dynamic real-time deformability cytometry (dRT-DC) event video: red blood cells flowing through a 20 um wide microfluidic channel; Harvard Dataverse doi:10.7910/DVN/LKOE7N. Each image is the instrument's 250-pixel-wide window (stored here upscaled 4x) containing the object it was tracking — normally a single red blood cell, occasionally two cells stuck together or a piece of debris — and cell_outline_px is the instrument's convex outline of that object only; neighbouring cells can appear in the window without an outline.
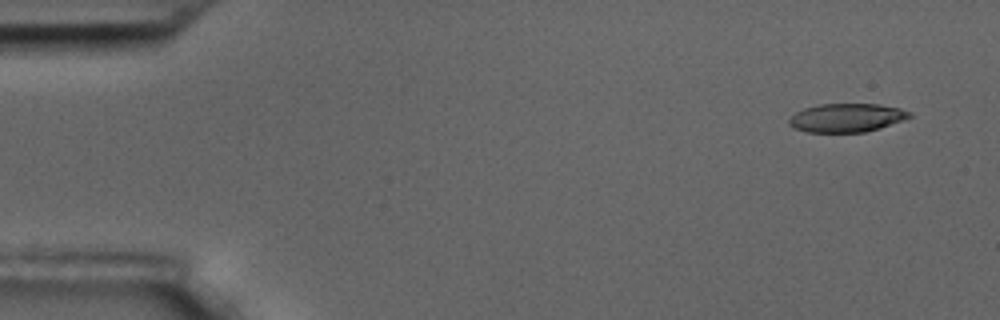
{"species": "common noctule bat (a hibernating species)", "species_latin": "Nyctalus noctula", "temperature_condition": "room temperature", "stored_images_in_passage": 10, "camera_frame_rate_fps": 3000, "um_per_image_px": 0.085, "animal": {"sex": "male", "body_mass_g": 17.5, "forearm_length_mm": 52.3}, "frame": {"image": 1, "passage_image": 1, "time_ms": 0.0, "image_size_px": [1000, 320], "cell_outline_px": [[912, 116], [904, 120], [880, 128], [864, 132], [808, 132], [792, 128], [788, 124], [788, 120], [796, 112], [804, 108], [820, 104], [880, 104], [900, 108], [912, 112]], "centroid_in_image_um": [71.97, 10.01], "position_along_channel_um": 13.0, "area_um2": 20.17}}
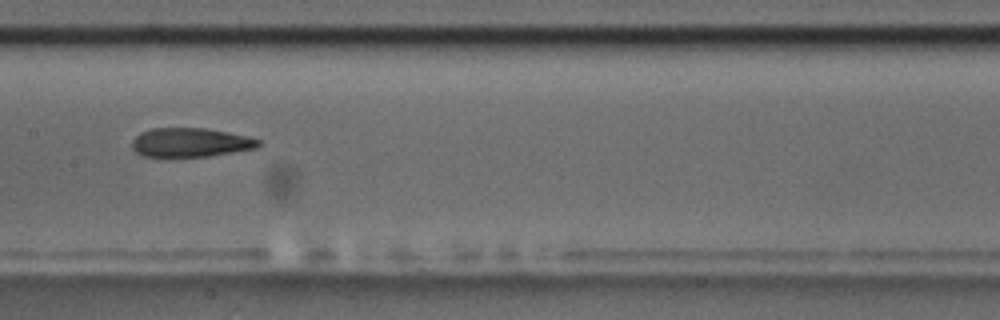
{"frame": {"image": 2, "passage_image": 8, "time_ms": 2.333, "image_size_px": [1000, 320], "cell_outline_px": [[260, 144], [256, 148], [208, 156], [144, 156], [136, 152], [132, 148], [132, 140], [140, 132], [152, 128], [208, 128], [228, 132], [260, 140]], "centroid_in_image_um": [16.16, 12.1], "position_along_channel_um": 191.2, "area_um2": 21.15}}
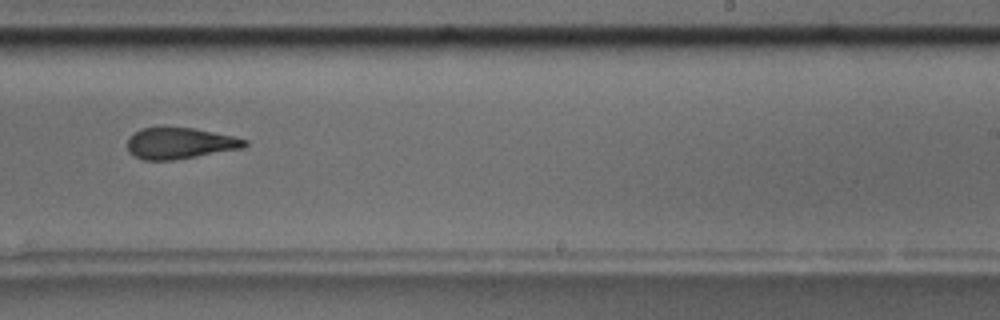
{"frame": {"image": 3, "passage_image": 10, "time_ms": 3.0, "image_size_px": [1000, 320], "cell_outline_px": [[248, 144], [244, 148], [176, 160], [144, 160], [128, 152], [128, 140], [140, 128], [164, 124], [196, 128], [236, 136], [248, 140]], "centroid_in_image_um": [15.32, 12.13], "position_along_channel_um": 273.7, "area_um2": 22.2}}